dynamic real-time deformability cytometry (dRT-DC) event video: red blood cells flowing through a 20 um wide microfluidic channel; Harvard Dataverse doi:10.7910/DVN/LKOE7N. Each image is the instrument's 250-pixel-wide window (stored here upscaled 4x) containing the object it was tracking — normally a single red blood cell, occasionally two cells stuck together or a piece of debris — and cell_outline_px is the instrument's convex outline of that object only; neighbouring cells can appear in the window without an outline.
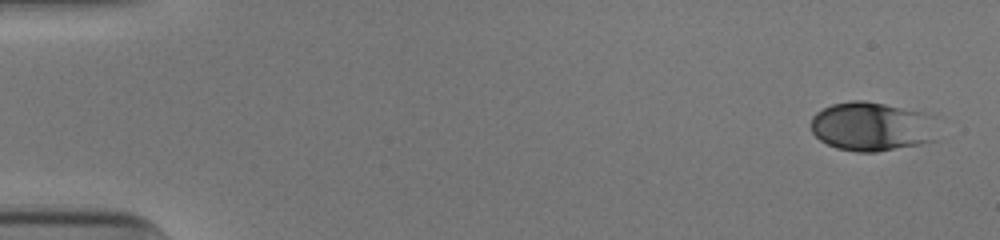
{"species": "human", "species_latin": "Homo sapiens", "temperature_condition": "cold", "stored_images_in_passage": 30, "camera_frame_rate_fps": 3000, "um_per_image_px": 0.085, "donor": {"sex": "male"}, "frame": {"image": 1, "passage_image": 1, "time_ms": 0.0, "image_size_px": [1000, 240], "cell_outline_px": [[936, 140], [920, 144], [876, 152], [856, 152], [836, 148], [820, 140], [812, 132], [812, 116], [816, 112], [832, 104], [852, 100], [864, 100], [924, 112], [936, 116]], "centroid_in_image_um": [74.15, 10.75], "position_along_channel_um": 10.9, "area_um2": 36.59}}
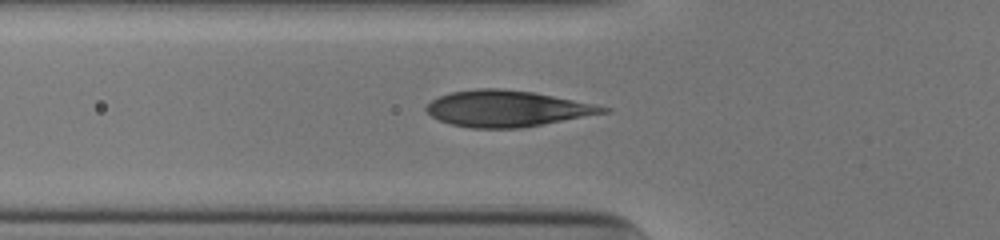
{"frame": {"image": 2, "passage_image": 18, "time_ms": 5.667, "image_size_px": [1000, 240], "cell_outline_px": [[612, 112], [520, 128], [472, 128], [452, 124], [440, 120], [432, 116], [424, 108], [432, 100], [440, 96], [452, 92], [476, 88], [500, 88], [532, 92], [612, 108]], "centroid_in_image_um": [43.11, 9.23], "position_along_channel_um": 82.7, "area_um2": 36.93}}
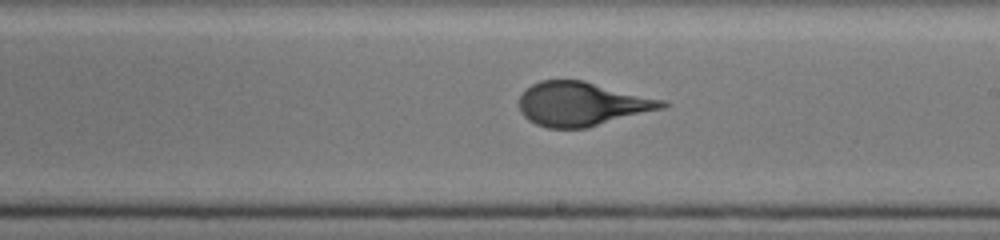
{"frame": {"image": 3, "passage_image": 30, "time_ms": 9.667, "image_size_px": [1000, 240], "cell_outline_px": [[668, 104], [664, 108], [584, 128], [548, 128], [536, 124], [528, 120], [520, 112], [520, 96], [532, 84], [540, 80], [584, 80], [664, 100]], "centroid_in_image_um": [49.45, 8.83], "position_along_channel_um": 239.6, "area_um2": 36.3}}